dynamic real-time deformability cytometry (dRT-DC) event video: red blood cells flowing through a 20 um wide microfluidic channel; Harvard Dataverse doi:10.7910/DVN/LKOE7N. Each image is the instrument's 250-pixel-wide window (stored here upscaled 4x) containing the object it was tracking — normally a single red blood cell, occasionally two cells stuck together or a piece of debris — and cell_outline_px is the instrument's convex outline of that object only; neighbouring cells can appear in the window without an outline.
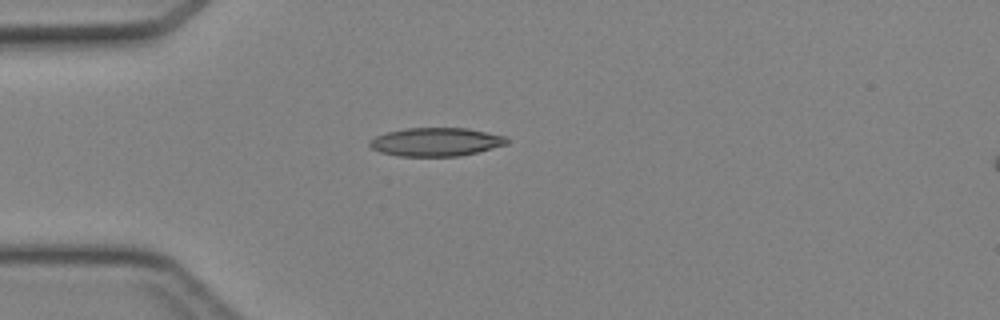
{"species": "Egyptian fruit bat (a non-hibernating species)", "species_latin": "Rousettus aegyptiacus", "temperature_condition": "cold", "stored_images_in_passage": 34, "camera_frame_rate_fps": 3000, "um_per_image_px": 0.085, "animal": {"sex": "female"}, "frame": {"image": 1, "passage_image": 1, "time_ms": 0.0, "image_size_px": [1000, 320], "cell_outline_px": [[508, 144], [460, 156], [400, 156], [380, 152], [372, 148], [368, 144], [376, 136], [388, 132], [408, 128], [468, 128], [504, 136], [508, 140]], "centroid_in_image_um": [37.06, 12.06], "position_along_channel_um": 47.9, "area_um2": 22.48}}
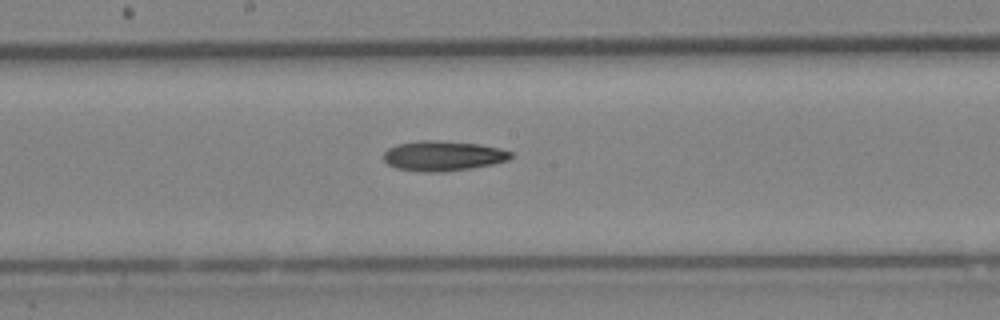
{"frame": {"image": 2, "passage_image": 13, "time_ms": 4.0, "image_size_px": [1000, 320], "cell_outline_px": [[512, 156], [508, 160], [492, 164], [472, 168], [444, 172], [420, 172], [396, 168], [388, 164], [384, 160], [384, 152], [388, 148], [396, 144], [420, 140], [440, 140], [480, 144], [500, 148], [512, 152]], "centroid_in_image_um": [37.64, 13.24], "position_along_channel_um": 210.6, "area_um2": 22.48}}
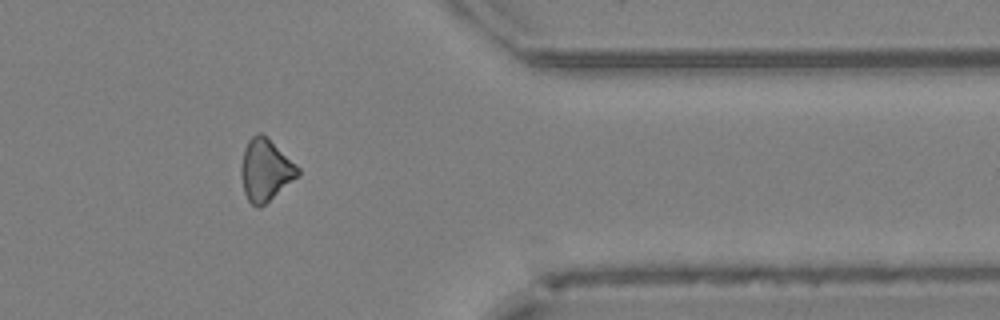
{"frame": {"image": 3, "passage_image": 26, "time_ms": 8.333, "image_size_px": [1000, 320], "cell_outline_px": [[300, 176], [260, 208], [256, 208], [248, 200], [244, 192], [240, 176], [240, 168], [244, 148], [248, 140], [256, 132], [260, 132], [296, 164], [300, 168]], "centroid_in_image_um": [22.55, 14.49], "position_along_channel_um": 388.8, "area_um2": 20.58}}